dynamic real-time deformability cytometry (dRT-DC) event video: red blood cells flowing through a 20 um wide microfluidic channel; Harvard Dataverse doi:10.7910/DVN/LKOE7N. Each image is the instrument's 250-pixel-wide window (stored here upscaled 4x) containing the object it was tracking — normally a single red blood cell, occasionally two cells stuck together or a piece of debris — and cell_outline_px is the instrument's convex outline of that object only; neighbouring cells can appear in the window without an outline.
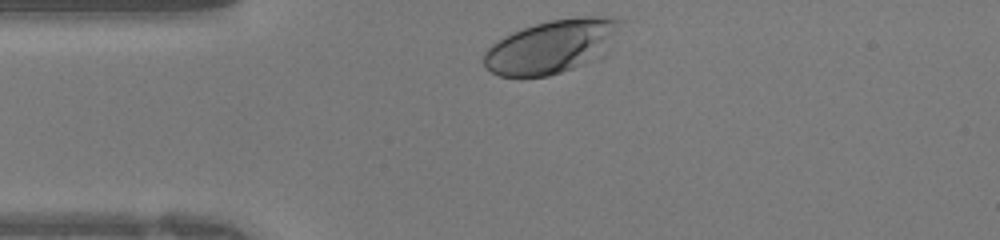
{"species": "human", "species_latin": "Homo sapiens", "temperature_condition": "warm", "stored_images_in_passage": 25, "camera_frame_rate_fps": 3000, "um_per_image_px": 0.085, "donor": {"sex": "female"}, "frame": {"image": 1, "passage_image": 1, "time_ms": 0.0, "image_size_px": [1000, 240], "cell_outline_px": [[624, 20], [604, 56], [572, 68], [548, 76], [500, 76], [492, 72], [484, 64], [484, 52], [492, 44], [504, 36], [512, 32], [536, 24], [552, 20], [580, 16], [604, 16]], "centroid_in_image_um": [46.92, 3.94], "position_along_channel_um": 38.1, "area_um2": 42.25}}
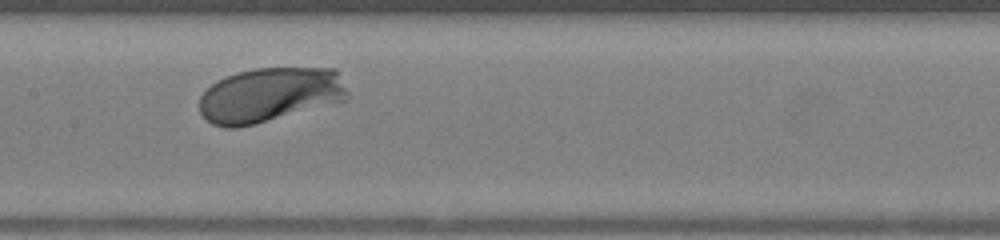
{"frame": {"image": 2, "passage_image": 12, "time_ms": 3.667, "image_size_px": [1000, 240], "cell_outline_px": [[348, 96], [344, 100], [256, 124], [236, 128], [224, 128], [212, 124], [200, 112], [200, 96], [216, 80], [236, 72], [256, 68], [336, 68], [348, 92]], "centroid_in_image_um": [22.9, 8.06], "position_along_channel_um": 184.5, "area_um2": 46.99}}
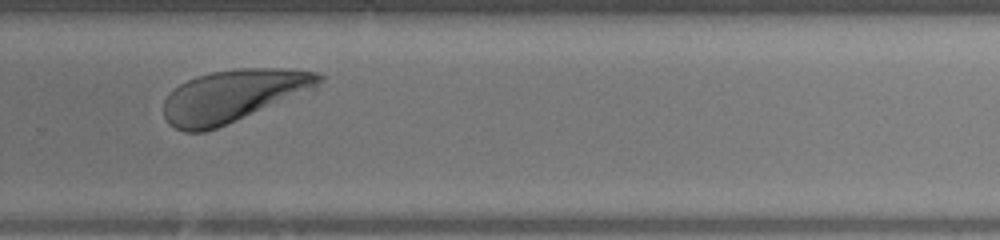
{"frame": {"image": 3, "passage_image": 20, "time_ms": 6.333, "image_size_px": [1000, 240], "cell_outline_px": [[324, 76], [316, 88], [216, 128], [204, 132], [184, 132], [168, 124], [164, 116], [164, 100], [180, 84], [196, 76], [212, 72], [240, 68], [280, 68], [320, 72]], "centroid_in_image_um": [19.82, 8.13], "position_along_channel_um": 310.0, "area_um2": 46.76}}